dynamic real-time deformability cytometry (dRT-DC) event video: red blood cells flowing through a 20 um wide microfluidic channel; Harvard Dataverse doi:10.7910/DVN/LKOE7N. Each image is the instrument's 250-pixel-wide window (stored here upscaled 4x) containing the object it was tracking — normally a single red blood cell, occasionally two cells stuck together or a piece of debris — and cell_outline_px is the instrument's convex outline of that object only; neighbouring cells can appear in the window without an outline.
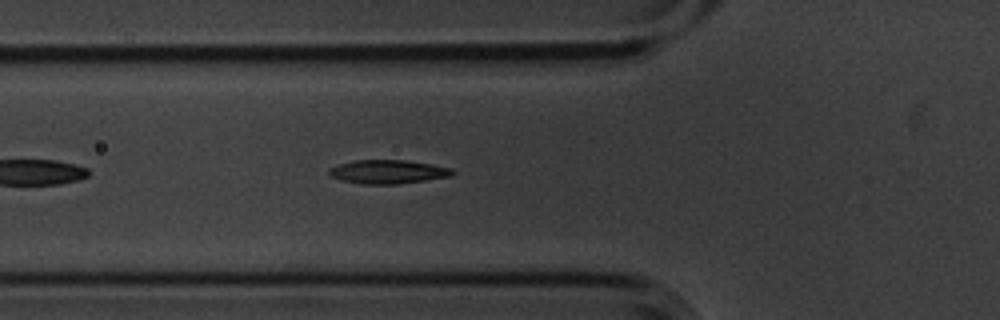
{"species": "common noctule bat (a hibernating species)", "species_latin": "Nyctalus noctula", "temperature_condition": "cold", "stored_images_in_passage": 44, "camera_frame_rate_fps": 3000, "um_per_image_px": 0.085, "animal": {"sex": "male", "body_mass_g": 20.1, "forearm_length_mm": 53.5}, "frame": {"image": 1, "passage_image": 8, "time_ms": 2.333, "image_size_px": [1000, 320], "cell_outline_px": [[456, 172], [452, 176], [396, 184], [364, 184], [340, 180], [332, 176], [328, 172], [328, 168], [352, 160], [404, 160], [432, 164], [452, 168]], "centroid_in_image_um": [32.98, 14.59], "position_along_channel_um": 92.8, "area_um2": 17.05}}
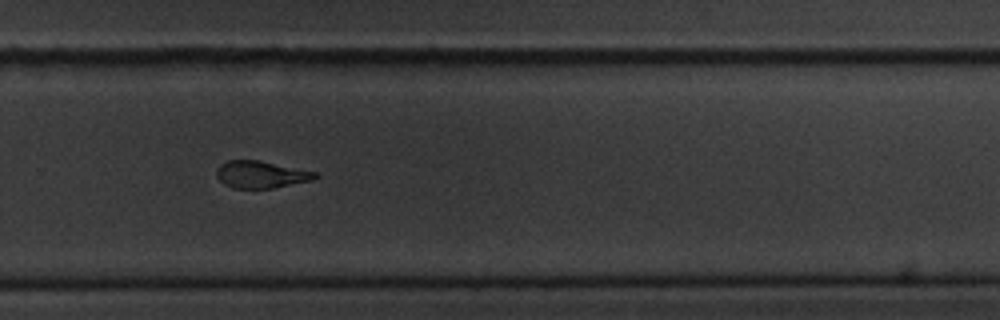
{"frame": {"image": 2, "passage_image": 26, "time_ms": 8.333, "image_size_px": [1000, 320], "cell_outline_px": [[320, 176], [312, 180], [272, 188], [232, 188], [224, 184], [216, 176], [216, 168], [220, 164], [228, 160], [260, 160], [316, 172]], "centroid_in_image_um": [22.16, 14.82], "position_along_channel_um": 307.6, "area_um2": 15.61}}
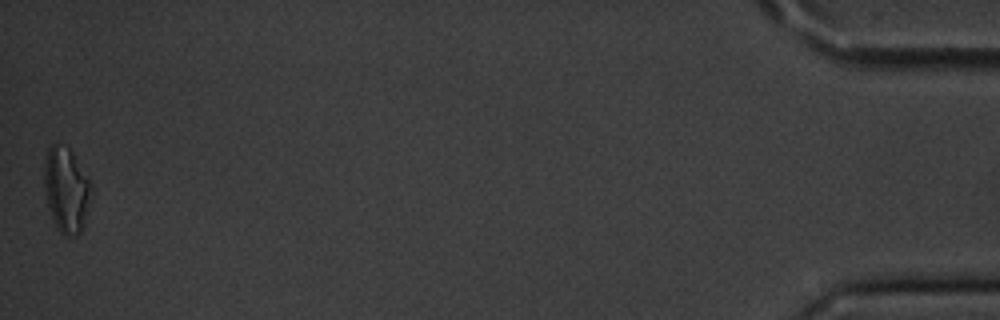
{"frame": {"image": 3, "passage_image": 44, "time_ms": 14.333, "image_size_px": [1000, 320], "cell_outline_px": [[88, 196], [84, 224], [80, 232], [76, 236], [64, 236], [60, 232], [48, 208], [44, 188], [44, 164], [48, 148], [52, 144], [56, 144], [68, 148], [72, 152], [88, 176]], "centroid_in_image_um": [5.58, 16.12], "position_along_channel_um": 429.6, "area_um2": 22.6}, "authors_computed_cell_mechanics": {"area_um2": 17.0221, "velocity_mm_per_s": 3.574, "shape_relaxation_time_tau1_ms": 5.3666, "shape_relaxation_time_tau2_ms": 3.1308, "deformation_change_tau1": 0.1763, "deformation_change_tau2": 0.0963}}